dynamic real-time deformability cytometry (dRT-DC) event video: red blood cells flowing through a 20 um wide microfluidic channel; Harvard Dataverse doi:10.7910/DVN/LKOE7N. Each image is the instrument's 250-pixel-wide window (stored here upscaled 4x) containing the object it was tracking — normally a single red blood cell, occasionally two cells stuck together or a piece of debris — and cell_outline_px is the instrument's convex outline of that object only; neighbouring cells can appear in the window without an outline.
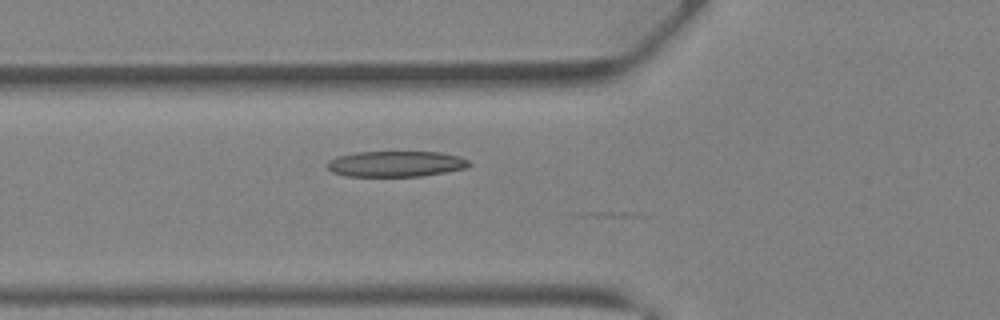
{"species": "Egyptian fruit bat (a non-hibernating species)", "species_latin": "Rousettus aegyptiacus", "temperature_condition": "warm", "stored_images_in_passage": 9, "camera_frame_rate_fps": 3000, "um_per_image_px": 0.085, "animal": {"sex": "female"}, "frame": {"image": 1, "passage_image": 3, "time_ms": 0.667, "image_size_px": [1000, 320], "cell_outline_px": [[472, 164], [464, 168], [424, 176], [348, 176], [332, 172], [328, 168], [328, 160], [336, 156], [356, 152], [440, 152], [460, 156], [468, 160]], "centroid_in_image_um": [33.64, 13.92], "position_along_channel_um": 92.2, "area_um2": 21.27}}
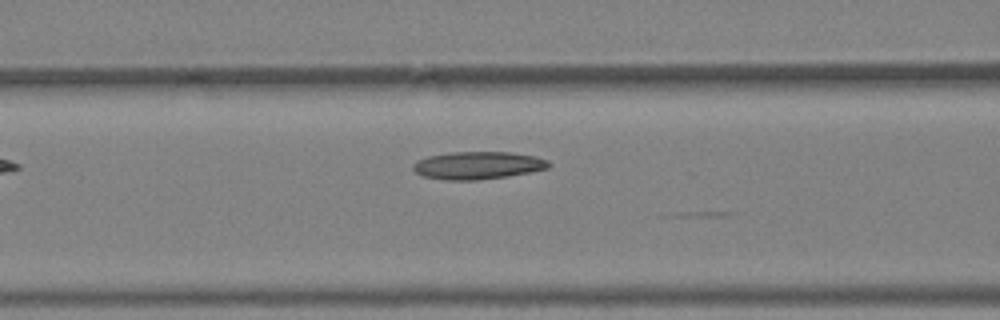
{"frame": {"image": 2, "passage_image": 5, "time_ms": 1.333, "image_size_px": [1000, 320], "cell_outline_px": [[552, 164], [548, 168], [532, 172], [508, 176], [480, 180], [444, 180], [424, 176], [416, 172], [412, 168], [412, 164], [416, 160], [428, 156], [452, 152], [512, 152], [536, 156], [548, 160]], "centroid_in_image_um": [40.64, 14.05], "position_along_channel_um": 126.0, "area_um2": 22.08}}
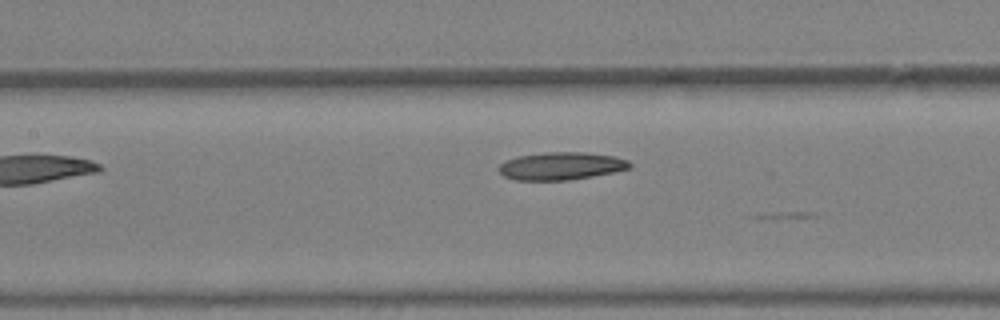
{"frame": {"image": 3, "passage_image": 7, "time_ms": 2.0, "image_size_px": [1000, 320], "cell_outline_px": [[632, 168], [612, 172], [568, 180], [516, 180], [504, 176], [500, 172], [500, 164], [504, 160], [516, 156], [544, 152], [584, 152], [616, 156], [628, 160], [632, 164]], "centroid_in_image_um": [47.7, 14.09], "position_along_channel_um": 159.7, "area_um2": 21.15}}